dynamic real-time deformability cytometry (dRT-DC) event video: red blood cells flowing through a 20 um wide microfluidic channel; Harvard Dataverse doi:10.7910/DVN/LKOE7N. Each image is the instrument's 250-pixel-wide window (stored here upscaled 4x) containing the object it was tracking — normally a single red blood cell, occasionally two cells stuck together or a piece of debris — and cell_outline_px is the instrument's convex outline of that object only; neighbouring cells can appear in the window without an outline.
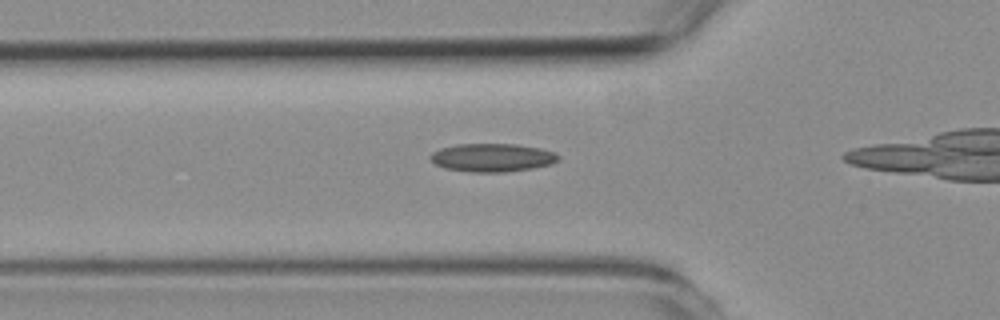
{"species": "common noctule bat (a hibernating species)", "species_latin": "Nyctalus noctula", "temperature_condition": "room temperature", "stored_images_in_passage": 15, "camera_frame_rate_fps": 3000, "um_per_image_px": 0.085, "animal": {"sex": "female", "body_mass_g": 19.3, "forearm_length_mm": 54.1}, "frame": {"image": 1, "passage_image": 7, "time_ms": 2.0, "image_size_px": [1000, 320], "cell_outline_px": [[560, 160], [552, 164], [532, 168], [504, 172], [472, 172], [444, 168], [436, 164], [428, 156], [432, 152], [440, 148], [456, 144], [516, 144], [540, 148], [552, 152], [560, 156]], "centroid_in_image_um": [41.84, 13.39], "position_along_channel_um": 84.0, "area_um2": 21.1}}
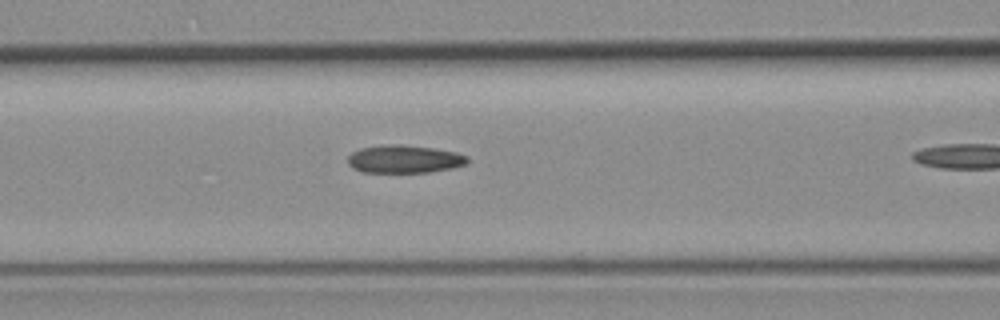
{"frame": {"image": 2, "passage_image": 11, "time_ms": 3.333, "image_size_px": [1000, 320], "cell_outline_px": [[468, 164], [452, 168], [428, 172], [364, 172], [352, 168], [348, 164], [348, 156], [352, 152], [360, 148], [380, 144], [400, 144], [432, 148], [456, 152], [468, 156]], "centroid_in_image_um": [34.35, 13.51], "position_along_channel_um": 132.2, "area_um2": 19.59}}